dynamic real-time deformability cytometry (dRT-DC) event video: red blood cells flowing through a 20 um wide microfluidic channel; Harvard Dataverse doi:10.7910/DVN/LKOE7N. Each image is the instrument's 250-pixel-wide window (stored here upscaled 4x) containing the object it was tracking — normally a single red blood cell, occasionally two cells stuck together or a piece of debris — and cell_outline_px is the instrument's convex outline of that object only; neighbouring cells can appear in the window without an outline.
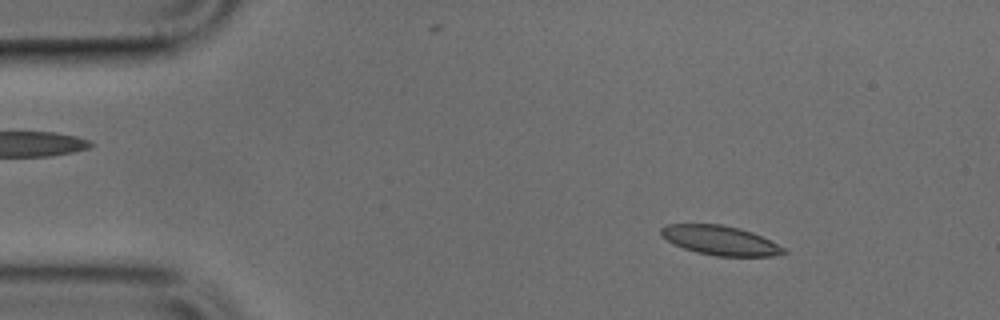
{"species": "common noctule bat (a hibernating species)", "species_latin": "Nyctalus noctula", "temperature_condition": "cold", "stored_images_in_passage": 46, "camera_frame_rate_fps": 3000, "um_per_image_px": 0.085, "animal": {"sex": "male", "body_mass_g": 17.9, "forearm_length_mm": 54.2}, "frame": {"image": 1, "passage_image": 3, "time_ms": 0.667, "image_size_px": [1000, 320], "cell_outline_px": [[788, 252], [772, 256], [716, 256], [696, 252], [684, 248], [668, 240], [660, 232], [660, 228], [668, 224], [720, 224], [740, 228], [752, 232], [784, 248]], "centroid_in_image_um": [61.22, 20.43], "position_along_channel_um": 23.8, "area_um2": 20.63}}
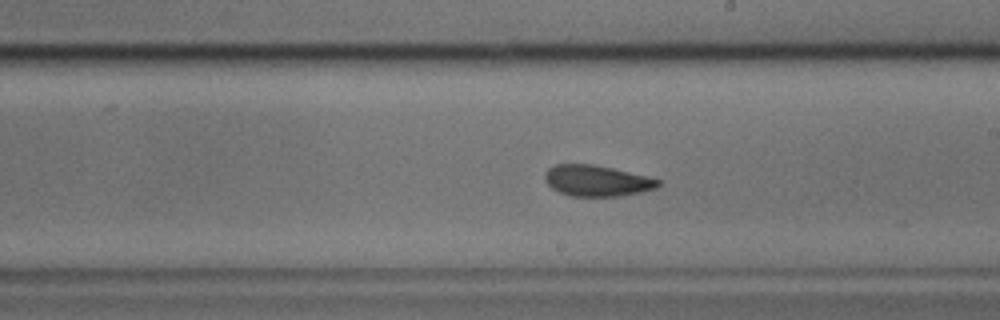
{"frame": {"image": 2, "passage_image": 24, "time_ms": 7.667, "image_size_px": [1000, 320], "cell_outline_px": [[660, 184], [656, 188], [640, 192], [620, 196], [568, 196], [552, 188], [544, 180], [544, 172], [548, 168], [556, 164], [592, 164], [612, 168], [648, 176], [660, 180]], "centroid_in_image_um": [50.7, 15.36], "position_along_channel_um": 238.3, "area_um2": 20.52}}
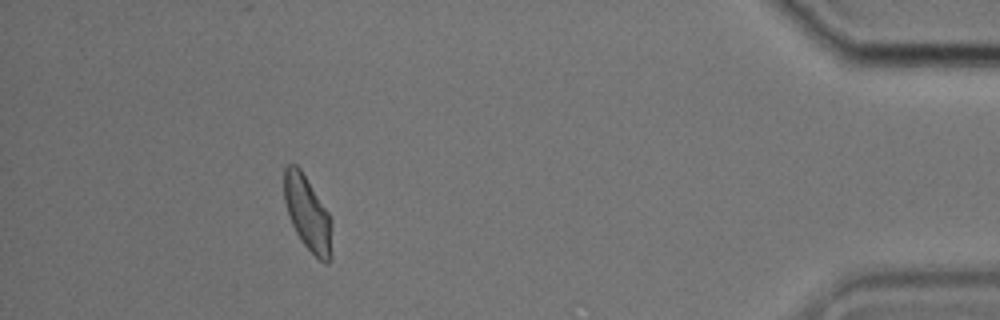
{"frame": {"image": 3, "passage_image": 41, "time_ms": 13.333, "image_size_px": [1000, 320], "cell_outline_px": [[332, 256], [328, 264], [324, 264], [300, 240], [292, 224], [284, 200], [284, 168], [288, 164], [296, 164], [300, 168], [328, 212], [332, 220]], "centroid_in_image_um": [26.17, 18.17], "position_along_channel_um": 409.0, "area_um2": 20.75}}